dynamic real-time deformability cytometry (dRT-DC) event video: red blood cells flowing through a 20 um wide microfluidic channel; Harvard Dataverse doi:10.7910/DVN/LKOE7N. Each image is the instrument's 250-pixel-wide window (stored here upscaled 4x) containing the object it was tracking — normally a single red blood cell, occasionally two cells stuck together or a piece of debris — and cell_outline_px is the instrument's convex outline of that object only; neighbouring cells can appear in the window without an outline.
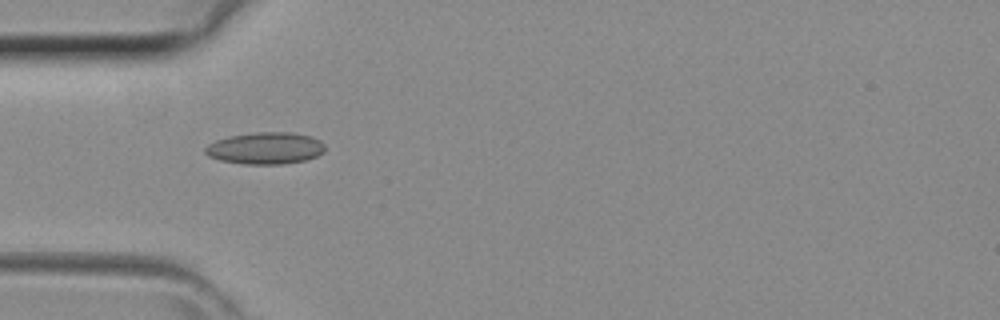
{"species": "common noctule bat (a hibernating species)", "species_latin": "Nyctalus noctula", "temperature_condition": "room temperature", "stored_images_in_passage": 21, "camera_frame_rate_fps": 3000, "um_per_image_px": 0.085, "animal": {"sex": "female", "body_mass_g": 29.2, "forearm_length_mm": 56.3}, "frame": {"image": 1, "passage_image": 1, "time_ms": 0.0, "image_size_px": [1000, 320], "cell_outline_px": [[324, 152], [316, 156], [304, 160], [284, 164], [244, 164], [220, 160], [208, 156], [204, 152], [204, 148], [208, 144], [216, 140], [228, 136], [256, 132], [292, 132], [312, 136], [320, 140], [324, 144]], "centroid_in_image_um": [22.55, 12.59], "position_along_channel_um": 62.4, "area_um2": 22.37}}
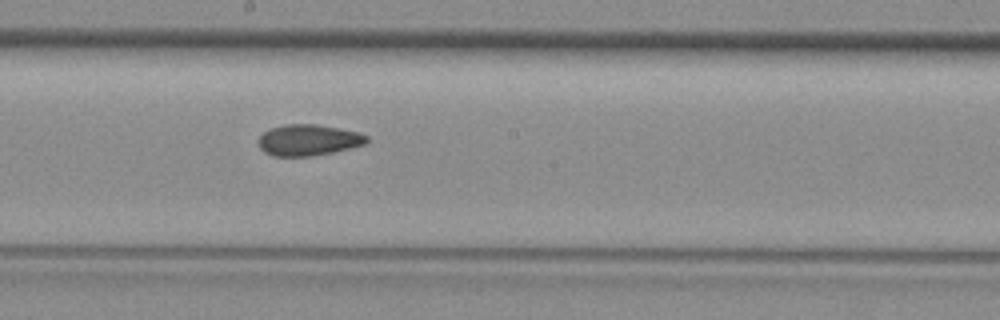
{"frame": {"image": 2, "passage_image": 11, "time_ms": 3.333, "image_size_px": [1000, 320], "cell_outline_px": [[368, 140], [364, 144], [332, 152], [312, 156], [272, 156], [264, 152], [256, 144], [256, 140], [264, 132], [272, 128], [288, 124], [316, 124], [340, 128], [356, 132], [368, 136]], "centroid_in_image_um": [26.16, 11.91], "position_along_channel_um": 222.0, "area_um2": 19.59}}
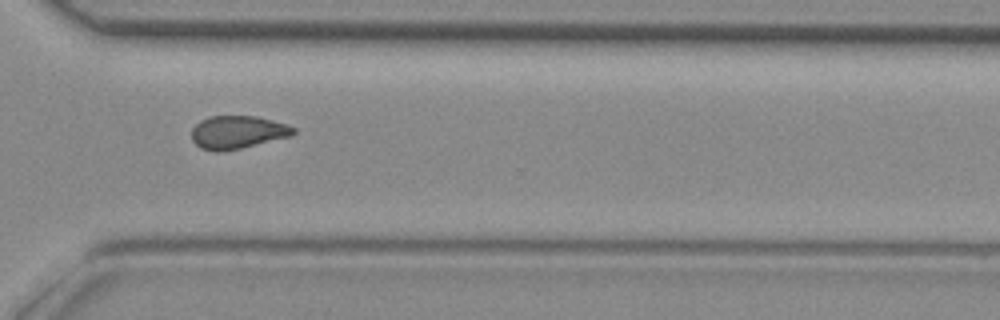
{"frame": {"image": 3, "passage_image": 19, "time_ms": 6.0, "image_size_px": [1000, 320], "cell_outline_px": [[296, 132], [292, 136], [240, 148], [220, 152], [216, 152], [200, 148], [192, 140], [192, 128], [200, 120], [208, 116], [256, 116], [288, 124], [296, 128]], "centroid_in_image_um": [20.2, 11.23], "position_along_channel_um": 350.4, "area_um2": 19.71}}